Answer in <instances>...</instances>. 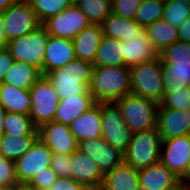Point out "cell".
Listing matches in <instances>:
<instances>
[{
  "instance_id": "8",
  "label": "cell",
  "mask_w": 190,
  "mask_h": 190,
  "mask_svg": "<svg viewBox=\"0 0 190 190\" xmlns=\"http://www.w3.org/2000/svg\"><path fill=\"white\" fill-rule=\"evenodd\" d=\"M102 137L121 153L130 144L132 132L126 124L121 108L116 102L100 103Z\"/></svg>"
},
{
  "instance_id": "24",
  "label": "cell",
  "mask_w": 190,
  "mask_h": 190,
  "mask_svg": "<svg viewBox=\"0 0 190 190\" xmlns=\"http://www.w3.org/2000/svg\"><path fill=\"white\" fill-rule=\"evenodd\" d=\"M0 105L12 113L29 115L31 96L27 89L0 83Z\"/></svg>"
},
{
  "instance_id": "18",
  "label": "cell",
  "mask_w": 190,
  "mask_h": 190,
  "mask_svg": "<svg viewBox=\"0 0 190 190\" xmlns=\"http://www.w3.org/2000/svg\"><path fill=\"white\" fill-rule=\"evenodd\" d=\"M122 46L124 47V66L127 67L151 61L159 56L149 41L145 28H142L130 41H123Z\"/></svg>"
},
{
  "instance_id": "10",
  "label": "cell",
  "mask_w": 190,
  "mask_h": 190,
  "mask_svg": "<svg viewBox=\"0 0 190 190\" xmlns=\"http://www.w3.org/2000/svg\"><path fill=\"white\" fill-rule=\"evenodd\" d=\"M53 152L38 138L32 147L15 161L19 184H29L38 174L50 167Z\"/></svg>"
},
{
  "instance_id": "13",
  "label": "cell",
  "mask_w": 190,
  "mask_h": 190,
  "mask_svg": "<svg viewBox=\"0 0 190 190\" xmlns=\"http://www.w3.org/2000/svg\"><path fill=\"white\" fill-rule=\"evenodd\" d=\"M78 150L93 159L104 175L124 162V154L106 142L102 136L79 141Z\"/></svg>"
},
{
  "instance_id": "34",
  "label": "cell",
  "mask_w": 190,
  "mask_h": 190,
  "mask_svg": "<svg viewBox=\"0 0 190 190\" xmlns=\"http://www.w3.org/2000/svg\"><path fill=\"white\" fill-rule=\"evenodd\" d=\"M164 7L165 0H142L134 20L142 28H146L151 23L163 19Z\"/></svg>"
},
{
  "instance_id": "21",
  "label": "cell",
  "mask_w": 190,
  "mask_h": 190,
  "mask_svg": "<svg viewBox=\"0 0 190 190\" xmlns=\"http://www.w3.org/2000/svg\"><path fill=\"white\" fill-rule=\"evenodd\" d=\"M102 37L101 24L91 23L85 27L72 39L76 58L94 63V58Z\"/></svg>"
},
{
  "instance_id": "32",
  "label": "cell",
  "mask_w": 190,
  "mask_h": 190,
  "mask_svg": "<svg viewBox=\"0 0 190 190\" xmlns=\"http://www.w3.org/2000/svg\"><path fill=\"white\" fill-rule=\"evenodd\" d=\"M92 24H102L112 13V0H74Z\"/></svg>"
},
{
  "instance_id": "27",
  "label": "cell",
  "mask_w": 190,
  "mask_h": 190,
  "mask_svg": "<svg viewBox=\"0 0 190 190\" xmlns=\"http://www.w3.org/2000/svg\"><path fill=\"white\" fill-rule=\"evenodd\" d=\"M123 48L122 41L103 36L94 58V66H124Z\"/></svg>"
},
{
  "instance_id": "43",
  "label": "cell",
  "mask_w": 190,
  "mask_h": 190,
  "mask_svg": "<svg viewBox=\"0 0 190 190\" xmlns=\"http://www.w3.org/2000/svg\"><path fill=\"white\" fill-rule=\"evenodd\" d=\"M14 61V58L6 47L0 48V83L3 81L6 73L10 70Z\"/></svg>"
},
{
  "instance_id": "48",
  "label": "cell",
  "mask_w": 190,
  "mask_h": 190,
  "mask_svg": "<svg viewBox=\"0 0 190 190\" xmlns=\"http://www.w3.org/2000/svg\"><path fill=\"white\" fill-rule=\"evenodd\" d=\"M180 181L190 184V161L188 163L185 173L180 178Z\"/></svg>"
},
{
  "instance_id": "1",
  "label": "cell",
  "mask_w": 190,
  "mask_h": 190,
  "mask_svg": "<svg viewBox=\"0 0 190 190\" xmlns=\"http://www.w3.org/2000/svg\"><path fill=\"white\" fill-rule=\"evenodd\" d=\"M89 91L98 103L116 102L131 94L130 67L94 66Z\"/></svg>"
},
{
  "instance_id": "11",
  "label": "cell",
  "mask_w": 190,
  "mask_h": 190,
  "mask_svg": "<svg viewBox=\"0 0 190 190\" xmlns=\"http://www.w3.org/2000/svg\"><path fill=\"white\" fill-rule=\"evenodd\" d=\"M90 24L86 14L74 3L43 23L49 35L68 39Z\"/></svg>"
},
{
  "instance_id": "19",
  "label": "cell",
  "mask_w": 190,
  "mask_h": 190,
  "mask_svg": "<svg viewBox=\"0 0 190 190\" xmlns=\"http://www.w3.org/2000/svg\"><path fill=\"white\" fill-rule=\"evenodd\" d=\"M179 181L180 178L160 161L139 170V184L147 190H172Z\"/></svg>"
},
{
  "instance_id": "46",
  "label": "cell",
  "mask_w": 190,
  "mask_h": 190,
  "mask_svg": "<svg viewBox=\"0 0 190 190\" xmlns=\"http://www.w3.org/2000/svg\"><path fill=\"white\" fill-rule=\"evenodd\" d=\"M6 110L0 105V138L4 135V118Z\"/></svg>"
},
{
  "instance_id": "15",
  "label": "cell",
  "mask_w": 190,
  "mask_h": 190,
  "mask_svg": "<svg viewBox=\"0 0 190 190\" xmlns=\"http://www.w3.org/2000/svg\"><path fill=\"white\" fill-rule=\"evenodd\" d=\"M71 178L88 190H100L104 174L93 159L79 150L71 153Z\"/></svg>"
},
{
  "instance_id": "33",
  "label": "cell",
  "mask_w": 190,
  "mask_h": 190,
  "mask_svg": "<svg viewBox=\"0 0 190 190\" xmlns=\"http://www.w3.org/2000/svg\"><path fill=\"white\" fill-rule=\"evenodd\" d=\"M190 16V0H165L163 20L179 28Z\"/></svg>"
},
{
  "instance_id": "29",
  "label": "cell",
  "mask_w": 190,
  "mask_h": 190,
  "mask_svg": "<svg viewBox=\"0 0 190 190\" xmlns=\"http://www.w3.org/2000/svg\"><path fill=\"white\" fill-rule=\"evenodd\" d=\"M164 89H182L190 83V62H163Z\"/></svg>"
},
{
  "instance_id": "38",
  "label": "cell",
  "mask_w": 190,
  "mask_h": 190,
  "mask_svg": "<svg viewBox=\"0 0 190 190\" xmlns=\"http://www.w3.org/2000/svg\"><path fill=\"white\" fill-rule=\"evenodd\" d=\"M18 184L15 161L0 155V188L11 189Z\"/></svg>"
},
{
  "instance_id": "50",
  "label": "cell",
  "mask_w": 190,
  "mask_h": 190,
  "mask_svg": "<svg viewBox=\"0 0 190 190\" xmlns=\"http://www.w3.org/2000/svg\"><path fill=\"white\" fill-rule=\"evenodd\" d=\"M9 190H35V189L30 187L28 184H18Z\"/></svg>"
},
{
  "instance_id": "41",
  "label": "cell",
  "mask_w": 190,
  "mask_h": 190,
  "mask_svg": "<svg viewBox=\"0 0 190 190\" xmlns=\"http://www.w3.org/2000/svg\"><path fill=\"white\" fill-rule=\"evenodd\" d=\"M57 178L58 176L53 172L52 168L48 167L44 172L35 176L28 185L35 190H49Z\"/></svg>"
},
{
  "instance_id": "22",
  "label": "cell",
  "mask_w": 190,
  "mask_h": 190,
  "mask_svg": "<svg viewBox=\"0 0 190 190\" xmlns=\"http://www.w3.org/2000/svg\"><path fill=\"white\" fill-rule=\"evenodd\" d=\"M96 103L92 94L75 95L67 99H61L54 121L70 126L78 116L89 110Z\"/></svg>"
},
{
  "instance_id": "7",
  "label": "cell",
  "mask_w": 190,
  "mask_h": 190,
  "mask_svg": "<svg viewBox=\"0 0 190 190\" xmlns=\"http://www.w3.org/2000/svg\"><path fill=\"white\" fill-rule=\"evenodd\" d=\"M29 92L31 96L29 116L33 124L39 128L47 122L54 121L60 99L49 79L42 75Z\"/></svg>"
},
{
  "instance_id": "28",
  "label": "cell",
  "mask_w": 190,
  "mask_h": 190,
  "mask_svg": "<svg viewBox=\"0 0 190 190\" xmlns=\"http://www.w3.org/2000/svg\"><path fill=\"white\" fill-rule=\"evenodd\" d=\"M145 29L149 41L158 54L167 46L179 40L178 29L171 26L163 19L151 23Z\"/></svg>"
},
{
  "instance_id": "2",
  "label": "cell",
  "mask_w": 190,
  "mask_h": 190,
  "mask_svg": "<svg viewBox=\"0 0 190 190\" xmlns=\"http://www.w3.org/2000/svg\"><path fill=\"white\" fill-rule=\"evenodd\" d=\"M94 64L78 58L73 59L62 69L52 70L45 74L51 82L59 99L72 96L91 94L89 84L92 78Z\"/></svg>"
},
{
  "instance_id": "9",
  "label": "cell",
  "mask_w": 190,
  "mask_h": 190,
  "mask_svg": "<svg viewBox=\"0 0 190 190\" xmlns=\"http://www.w3.org/2000/svg\"><path fill=\"white\" fill-rule=\"evenodd\" d=\"M8 41L30 34L41 25L28 0H16L3 12Z\"/></svg>"
},
{
  "instance_id": "51",
  "label": "cell",
  "mask_w": 190,
  "mask_h": 190,
  "mask_svg": "<svg viewBox=\"0 0 190 190\" xmlns=\"http://www.w3.org/2000/svg\"><path fill=\"white\" fill-rule=\"evenodd\" d=\"M186 113H187V119L190 122V107L186 110Z\"/></svg>"
},
{
  "instance_id": "14",
  "label": "cell",
  "mask_w": 190,
  "mask_h": 190,
  "mask_svg": "<svg viewBox=\"0 0 190 190\" xmlns=\"http://www.w3.org/2000/svg\"><path fill=\"white\" fill-rule=\"evenodd\" d=\"M38 131L39 138L53 153L71 154L78 150V141L69 125L52 121L41 125Z\"/></svg>"
},
{
  "instance_id": "26",
  "label": "cell",
  "mask_w": 190,
  "mask_h": 190,
  "mask_svg": "<svg viewBox=\"0 0 190 190\" xmlns=\"http://www.w3.org/2000/svg\"><path fill=\"white\" fill-rule=\"evenodd\" d=\"M41 76V71L34 65L14 61L1 83L29 90Z\"/></svg>"
},
{
  "instance_id": "6",
  "label": "cell",
  "mask_w": 190,
  "mask_h": 190,
  "mask_svg": "<svg viewBox=\"0 0 190 190\" xmlns=\"http://www.w3.org/2000/svg\"><path fill=\"white\" fill-rule=\"evenodd\" d=\"M132 133L157 128L159 104L153 100L128 94L116 101Z\"/></svg>"
},
{
  "instance_id": "16",
  "label": "cell",
  "mask_w": 190,
  "mask_h": 190,
  "mask_svg": "<svg viewBox=\"0 0 190 190\" xmlns=\"http://www.w3.org/2000/svg\"><path fill=\"white\" fill-rule=\"evenodd\" d=\"M75 58L72 39L49 35L45 51L43 75L52 70L64 68Z\"/></svg>"
},
{
  "instance_id": "52",
  "label": "cell",
  "mask_w": 190,
  "mask_h": 190,
  "mask_svg": "<svg viewBox=\"0 0 190 190\" xmlns=\"http://www.w3.org/2000/svg\"><path fill=\"white\" fill-rule=\"evenodd\" d=\"M136 190H147L146 188H143L142 186H138Z\"/></svg>"
},
{
  "instance_id": "47",
  "label": "cell",
  "mask_w": 190,
  "mask_h": 190,
  "mask_svg": "<svg viewBox=\"0 0 190 190\" xmlns=\"http://www.w3.org/2000/svg\"><path fill=\"white\" fill-rule=\"evenodd\" d=\"M16 0H0V12L6 11Z\"/></svg>"
},
{
  "instance_id": "12",
  "label": "cell",
  "mask_w": 190,
  "mask_h": 190,
  "mask_svg": "<svg viewBox=\"0 0 190 190\" xmlns=\"http://www.w3.org/2000/svg\"><path fill=\"white\" fill-rule=\"evenodd\" d=\"M190 161V135L162 140L160 162L178 178L185 173Z\"/></svg>"
},
{
  "instance_id": "25",
  "label": "cell",
  "mask_w": 190,
  "mask_h": 190,
  "mask_svg": "<svg viewBox=\"0 0 190 190\" xmlns=\"http://www.w3.org/2000/svg\"><path fill=\"white\" fill-rule=\"evenodd\" d=\"M103 36L119 41H130L142 29L139 23L132 19L111 13L101 24Z\"/></svg>"
},
{
  "instance_id": "30",
  "label": "cell",
  "mask_w": 190,
  "mask_h": 190,
  "mask_svg": "<svg viewBox=\"0 0 190 190\" xmlns=\"http://www.w3.org/2000/svg\"><path fill=\"white\" fill-rule=\"evenodd\" d=\"M38 138L39 136L13 137L4 134L0 138V155L16 161L32 147Z\"/></svg>"
},
{
  "instance_id": "45",
  "label": "cell",
  "mask_w": 190,
  "mask_h": 190,
  "mask_svg": "<svg viewBox=\"0 0 190 190\" xmlns=\"http://www.w3.org/2000/svg\"><path fill=\"white\" fill-rule=\"evenodd\" d=\"M8 39L5 32L3 12H0V48H4L7 46Z\"/></svg>"
},
{
  "instance_id": "4",
  "label": "cell",
  "mask_w": 190,
  "mask_h": 190,
  "mask_svg": "<svg viewBox=\"0 0 190 190\" xmlns=\"http://www.w3.org/2000/svg\"><path fill=\"white\" fill-rule=\"evenodd\" d=\"M161 147L157 128L134 132L124 153V162L136 170L144 169L160 161Z\"/></svg>"
},
{
  "instance_id": "42",
  "label": "cell",
  "mask_w": 190,
  "mask_h": 190,
  "mask_svg": "<svg viewBox=\"0 0 190 190\" xmlns=\"http://www.w3.org/2000/svg\"><path fill=\"white\" fill-rule=\"evenodd\" d=\"M49 190H88L83 184L73 178L58 177Z\"/></svg>"
},
{
  "instance_id": "3",
  "label": "cell",
  "mask_w": 190,
  "mask_h": 190,
  "mask_svg": "<svg viewBox=\"0 0 190 190\" xmlns=\"http://www.w3.org/2000/svg\"><path fill=\"white\" fill-rule=\"evenodd\" d=\"M163 62L160 56L130 67L132 94L158 104L164 96Z\"/></svg>"
},
{
  "instance_id": "36",
  "label": "cell",
  "mask_w": 190,
  "mask_h": 190,
  "mask_svg": "<svg viewBox=\"0 0 190 190\" xmlns=\"http://www.w3.org/2000/svg\"><path fill=\"white\" fill-rule=\"evenodd\" d=\"M190 107V88L165 89L159 108L186 111Z\"/></svg>"
},
{
  "instance_id": "39",
  "label": "cell",
  "mask_w": 190,
  "mask_h": 190,
  "mask_svg": "<svg viewBox=\"0 0 190 190\" xmlns=\"http://www.w3.org/2000/svg\"><path fill=\"white\" fill-rule=\"evenodd\" d=\"M142 0H112V13L126 19H135Z\"/></svg>"
},
{
  "instance_id": "35",
  "label": "cell",
  "mask_w": 190,
  "mask_h": 190,
  "mask_svg": "<svg viewBox=\"0 0 190 190\" xmlns=\"http://www.w3.org/2000/svg\"><path fill=\"white\" fill-rule=\"evenodd\" d=\"M38 20L43 24L47 19L68 8L74 0H28Z\"/></svg>"
},
{
  "instance_id": "37",
  "label": "cell",
  "mask_w": 190,
  "mask_h": 190,
  "mask_svg": "<svg viewBox=\"0 0 190 190\" xmlns=\"http://www.w3.org/2000/svg\"><path fill=\"white\" fill-rule=\"evenodd\" d=\"M162 62H190V43L176 41L159 53Z\"/></svg>"
},
{
  "instance_id": "20",
  "label": "cell",
  "mask_w": 190,
  "mask_h": 190,
  "mask_svg": "<svg viewBox=\"0 0 190 190\" xmlns=\"http://www.w3.org/2000/svg\"><path fill=\"white\" fill-rule=\"evenodd\" d=\"M70 130L77 141L93 140L102 136L100 103H96L78 116L71 124Z\"/></svg>"
},
{
  "instance_id": "5",
  "label": "cell",
  "mask_w": 190,
  "mask_h": 190,
  "mask_svg": "<svg viewBox=\"0 0 190 190\" xmlns=\"http://www.w3.org/2000/svg\"><path fill=\"white\" fill-rule=\"evenodd\" d=\"M49 34L41 24L30 34L8 41L6 48L15 61L34 65L43 75L45 51Z\"/></svg>"
},
{
  "instance_id": "23",
  "label": "cell",
  "mask_w": 190,
  "mask_h": 190,
  "mask_svg": "<svg viewBox=\"0 0 190 190\" xmlns=\"http://www.w3.org/2000/svg\"><path fill=\"white\" fill-rule=\"evenodd\" d=\"M139 184V170L125 162L104 175L100 190H136Z\"/></svg>"
},
{
  "instance_id": "17",
  "label": "cell",
  "mask_w": 190,
  "mask_h": 190,
  "mask_svg": "<svg viewBox=\"0 0 190 190\" xmlns=\"http://www.w3.org/2000/svg\"><path fill=\"white\" fill-rule=\"evenodd\" d=\"M157 130L161 140L190 135L186 111L158 108Z\"/></svg>"
},
{
  "instance_id": "40",
  "label": "cell",
  "mask_w": 190,
  "mask_h": 190,
  "mask_svg": "<svg viewBox=\"0 0 190 190\" xmlns=\"http://www.w3.org/2000/svg\"><path fill=\"white\" fill-rule=\"evenodd\" d=\"M50 167L58 177L71 178V154L53 153Z\"/></svg>"
},
{
  "instance_id": "49",
  "label": "cell",
  "mask_w": 190,
  "mask_h": 190,
  "mask_svg": "<svg viewBox=\"0 0 190 190\" xmlns=\"http://www.w3.org/2000/svg\"><path fill=\"white\" fill-rule=\"evenodd\" d=\"M172 190H190V184L179 181Z\"/></svg>"
},
{
  "instance_id": "31",
  "label": "cell",
  "mask_w": 190,
  "mask_h": 190,
  "mask_svg": "<svg viewBox=\"0 0 190 190\" xmlns=\"http://www.w3.org/2000/svg\"><path fill=\"white\" fill-rule=\"evenodd\" d=\"M4 134L13 137L39 136V131L29 115L6 112Z\"/></svg>"
},
{
  "instance_id": "44",
  "label": "cell",
  "mask_w": 190,
  "mask_h": 190,
  "mask_svg": "<svg viewBox=\"0 0 190 190\" xmlns=\"http://www.w3.org/2000/svg\"><path fill=\"white\" fill-rule=\"evenodd\" d=\"M179 41H185L190 43V16L185 23L178 28Z\"/></svg>"
}]
</instances>
